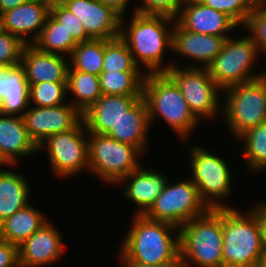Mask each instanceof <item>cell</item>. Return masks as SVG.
I'll return each mask as SVG.
<instances>
[{"instance_id":"obj_1","label":"cell","mask_w":266,"mask_h":267,"mask_svg":"<svg viewBox=\"0 0 266 267\" xmlns=\"http://www.w3.org/2000/svg\"><path fill=\"white\" fill-rule=\"evenodd\" d=\"M130 20L125 22V16L121 17L120 38L127 44L136 64L140 69L145 67L146 72L149 70V74L166 73L173 66V62L166 65L163 59L166 49L172 50L175 19L132 13ZM127 22L129 27L124 26Z\"/></svg>"},{"instance_id":"obj_2","label":"cell","mask_w":266,"mask_h":267,"mask_svg":"<svg viewBox=\"0 0 266 267\" xmlns=\"http://www.w3.org/2000/svg\"><path fill=\"white\" fill-rule=\"evenodd\" d=\"M131 222V228L121 242L119 261L157 265L176 261L180 257L177 226L137 214L132 216Z\"/></svg>"},{"instance_id":"obj_3","label":"cell","mask_w":266,"mask_h":267,"mask_svg":"<svg viewBox=\"0 0 266 267\" xmlns=\"http://www.w3.org/2000/svg\"><path fill=\"white\" fill-rule=\"evenodd\" d=\"M179 245L184 267H224L223 209H209L186 222L179 228Z\"/></svg>"},{"instance_id":"obj_4","label":"cell","mask_w":266,"mask_h":267,"mask_svg":"<svg viewBox=\"0 0 266 267\" xmlns=\"http://www.w3.org/2000/svg\"><path fill=\"white\" fill-rule=\"evenodd\" d=\"M150 125L159 116L181 138L187 140L200 121L191 112L176 83L166 73H146L143 93Z\"/></svg>"},{"instance_id":"obj_5","label":"cell","mask_w":266,"mask_h":267,"mask_svg":"<svg viewBox=\"0 0 266 267\" xmlns=\"http://www.w3.org/2000/svg\"><path fill=\"white\" fill-rule=\"evenodd\" d=\"M263 247L258 224V204L246 212L223 209L224 267H257Z\"/></svg>"},{"instance_id":"obj_6","label":"cell","mask_w":266,"mask_h":267,"mask_svg":"<svg viewBox=\"0 0 266 267\" xmlns=\"http://www.w3.org/2000/svg\"><path fill=\"white\" fill-rule=\"evenodd\" d=\"M189 148L190 178L202 201L209 209L233 208L224 202L233 191L232 171L227 161L205 147L192 145Z\"/></svg>"},{"instance_id":"obj_7","label":"cell","mask_w":266,"mask_h":267,"mask_svg":"<svg viewBox=\"0 0 266 267\" xmlns=\"http://www.w3.org/2000/svg\"><path fill=\"white\" fill-rule=\"evenodd\" d=\"M223 92L222 114L234 137L266 122V84L261 77L233 85Z\"/></svg>"},{"instance_id":"obj_8","label":"cell","mask_w":266,"mask_h":267,"mask_svg":"<svg viewBox=\"0 0 266 267\" xmlns=\"http://www.w3.org/2000/svg\"><path fill=\"white\" fill-rule=\"evenodd\" d=\"M144 154L134 146L107 135L88 133L89 171L105 183L116 184L140 167Z\"/></svg>"},{"instance_id":"obj_9","label":"cell","mask_w":266,"mask_h":267,"mask_svg":"<svg viewBox=\"0 0 266 267\" xmlns=\"http://www.w3.org/2000/svg\"><path fill=\"white\" fill-rule=\"evenodd\" d=\"M259 50L248 35L243 38L228 37L220 53L207 66L212 79L222 89L260 78L265 71L255 73Z\"/></svg>"},{"instance_id":"obj_10","label":"cell","mask_w":266,"mask_h":267,"mask_svg":"<svg viewBox=\"0 0 266 267\" xmlns=\"http://www.w3.org/2000/svg\"><path fill=\"white\" fill-rule=\"evenodd\" d=\"M166 74L176 83L193 115L199 120L216 117L222 111L220 93L223 90L209 75L206 67L192 63L179 66L173 63Z\"/></svg>"},{"instance_id":"obj_11","label":"cell","mask_w":266,"mask_h":267,"mask_svg":"<svg viewBox=\"0 0 266 267\" xmlns=\"http://www.w3.org/2000/svg\"><path fill=\"white\" fill-rule=\"evenodd\" d=\"M169 181L168 179L160 195L144 214L147 218L167 222L180 228L194 217L203 215L209 210L190 178L174 184Z\"/></svg>"},{"instance_id":"obj_12","label":"cell","mask_w":266,"mask_h":267,"mask_svg":"<svg viewBox=\"0 0 266 267\" xmlns=\"http://www.w3.org/2000/svg\"><path fill=\"white\" fill-rule=\"evenodd\" d=\"M86 135L88 132L81 120L73 129L56 133L38 146L39 151L47 148L46 152H48L54 174L68 178L78 175L83 170H89L88 137Z\"/></svg>"},{"instance_id":"obj_13","label":"cell","mask_w":266,"mask_h":267,"mask_svg":"<svg viewBox=\"0 0 266 267\" xmlns=\"http://www.w3.org/2000/svg\"><path fill=\"white\" fill-rule=\"evenodd\" d=\"M32 106L30 104L23 118L37 146L56 133L73 129L82 120V114L69 102L54 107Z\"/></svg>"},{"instance_id":"obj_14","label":"cell","mask_w":266,"mask_h":267,"mask_svg":"<svg viewBox=\"0 0 266 267\" xmlns=\"http://www.w3.org/2000/svg\"><path fill=\"white\" fill-rule=\"evenodd\" d=\"M92 39L111 40L120 37L121 16L99 0H64Z\"/></svg>"},{"instance_id":"obj_15","label":"cell","mask_w":266,"mask_h":267,"mask_svg":"<svg viewBox=\"0 0 266 267\" xmlns=\"http://www.w3.org/2000/svg\"><path fill=\"white\" fill-rule=\"evenodd\" d=\"M175 22L183 29L218 37H231L239 25L227 14L203 4L200 0L184 1Z\"/></svg>"},{"instance_id":"obj_16","label":"cell","mask_w":266,"mask_h":267,"mask_svg":"<svg viewBox=\"0 0 266 267\" xmlns=\"http://www.w3.org/2000/svg\"><path fill=\"white\" fill-rule=\"evenodd\" d=\"M51 222H46L18 246L20 267H44L63 256L62 235Z\"/></svg>"},{"instance_id":"obj_17","label":"cell","mask_w":266,"mask_h":267,"mask_svg":"<svg viewBox=\"0 0 266 267\" xmlns=\"http://www.w3.org/2000/svg\"><path fill=\"white\" fill-rule=\"evenodd\" d=\"M49 14V4L42 0H30L3 12L0 28L18 36L25 44H32L39 37ZM28 34L32 38L27 39Z\"/></svg>"},{"instance_id":"obj_18","label":"cell","mask_w":266,"mask_h":267,"mask_svg":"<svg viewBox=\"0 0 266 267\" xmlns=\"http://www.w3.org/2000/svg\"><path fill=\"white\" fill-rule=\"evenodd\" d=\"M39 151L31 139L21 116L0 113V165L15 166L20 157L31 156Z\"/></svg>"},{"instance_id":"obj_19","label":"cell","mask_w":266,"mask_h":267,"mask_svg":"<svg viewBox=\"0 0 266 267\" xmlns=\"http://www.w3.org/2000/svg\"><path fill=\"white\" fill-rule=\"evenodd\" d=\"M142 95H102L84 113L88 133L107 135Z\"/></svg>"},{"instance_id":"obj_20","label":"cell","mask_w":266,"mask_h":267,"mask_svg":"<svg viewBox=\"0 0 266 267\" xmlns=\"http://www.w3.org/2000/svg\"><path fill=\"white\" fill-rule=\"evenodd\" d=\"M21 65L29 84L67 82L69 61L64 55L45 53L32 44H26L21 55Z\"/></svg>"},{"instance_id":"obj_21","label":"cell","mask_w":266,"mask_h":267,"mask_svg":"<svg viewBox=\"0 0 266 267\" xmlns=\"http://www.w3.org/2000/svg\"><path fill=\"white\" fill-rule=\"evenodd\" d=\"M228 37L195 33L181 28L176 22L173 28L172 50L179 56L196 60L197 67H206L220 53Z\"/></svg>"},{"instance_id":"obj_22","label":"cell","mask_w":266,"mask_h":267,"mask_svg":"<svg viewBox=\"0 0 266 267\" xmlns=\"http://www.w3.org/2000/svg\"><path fill=\"white\" fill-rule=\"evenodd\" d=\"M169 178L161 172L140 166L120 182H124V194L137 206L135 214L144 215L153 205ZM126 181V183H125Z\"/></svg>"},{"instance_id":"obj_23","label":"cell","mask_w":266,"mask_h":267,"mask_svg":"<svg viewBox=\"0 0 266 267\" xmlns=\"http://www.w3.org/2000/svg\"><path fill=\"white\" fill-rule=\"evenodd\" d=\"M29 89L21 64L0 67V113L23 117L30 106Z\"/></svg>"},{"instance_id":"obj_24","label":"cell","mask_w":266,"mask_h":267,"mask_svg":"<svg viewBox=\"0 0 266 267\" xmlns=\"http://www.w3.org/2000/svg\"><path fill=\"white\" fill-rule=\"evenodd\" d=\"M151 127L146 102L141 97L124 114L114 128L107 134L119 142L137 147L145 156L148 132Z\"/></svg>"},{"instance_id":"obj_25","label":"cell","mask_w":266,"mask_h":267,"mask_svg":"<svg viewBox=\"0 0 266 267\" xmlns=\"http://www.w3.org/2000/svg\"><path fill=\"white\" fill-rule=\"evenodd\" d=\"M46 222L44 213L29 203L0 223V237L18 247Z\"/></svg>"},{"instance_id":"obj_26","label":"cell","mask_w":266,"mask_h":267,"mask_svg":"<svg viewBox=\"0 0 266 267\" xmlns=\"http://www.w3.org/2000/svg\"><path fill=\"white\" fill-rule=\"evenodd\" d=\"M23 174L0 169V223L29 204V183Z\"/></svg>"},{"instance_id":"obj_27","label":"cell","mask_w":266,"mask_h":267,"mask_svg":"<svg viewBox=\"0 0 266 267\" xmlns=\"http://www.w3.org/2000/svg\"><path fill=\"white\" fill-rule=\"evenodd\" d=\"M68 96H73L69 103L81 114L93 105L101 96L99 76L74 70L69 66L67 77Z\"/></svg>"},{"instance_id":"obj_28","label":"cell","mask_w":266,"mask_h":267,"mask_svg":"<svg viewBox=\"0 0 266 267\" xmlns=\"http://www.w3.org/2000/svg\"><path fill=\"white\" fill-rule=\"evenodd\" d=\"M77 43L63 25L49 14L39 37L32 45L45 53H55L69 57Z\"/></svg>"},{"instance_id":"obj_29","label":"cell","mask_w":266,"mask_h":267,"mask_svg":"<svg viewBox=\"0 0 266 267\" xmlns=\"http://www.w3.org/2000/svg\"><path fill=\"white\" fill-rule=\"evenodd\" d=\"M105 39L79 42L68 57L69 66L78 71L100 76L103 67Z\"/></svg>"},{"instance_id":"obj_30","label":"cell","mask_w":266,"mask_h":267,"mask_svg":"<svg viewBox=\"0 0 266 267\" xmlns=\"http://www.w3.org/2000/svg\"><path fill=\"white\" fill-rule=\"evenodd\" d=\"M146 72H102L99 76L102 95H142Z\"/></svg>"},{"instance_id":"obj_31","label":"cell","mask_w":266,"mask_h":267,"mask_svg":"<svg viewBox=\"0 0 266 267\" xmlns=\"http://www.w3.org/2000/svg\"><path fill=\"white\" fill-rule=\"evenodd\" d=\"M244 143L243 156L251 171L266 170V122L250 128L238 138Z\"/></svg>"},{"instance_id":"obj_32","label":"cell","mask_w":266,"mask_h":267,"mask_svg":"<svg viewBox=\"0 0 266 267\" xmlns=\"http://www.w3.org/2000/svg\"><path fill=\"white\" fill-rule=\"evenodd\" d=\"M127 44L120 38L105 39L102 72L141 71Z\"/></svg>"},{"instance_id":"obj_33","label":"cell","mask_w":266,"mask_h":267,"mask_svg":"<svg viewBox=\"0 0 266 267\" xmlns=\"http://www.w3.org/2000/svg\"><path fill=\"white\" fill-rule=\"evenodd\" d=\"M29 85V102L33 101L36 107H54L67 103L64 100L68 96L67 82H42Z\"/></svg>"},{"instance_id":"obj_34","label":"cell","mask_w":266,"mask_h":267,"mask_svg":"<svg viewBox=\"0 0 266 267\" xmlns=\"http://www.w3.org/2000/svg\"><path fill=\"white\" fill-rule=\"evenodd\" d=\"M206 6L223 12L231 17L238 25H245L252 12L253 4L250 0H200Z\"/></svg>"},{"instance_id":"obj_35","label":"cell","mask_w":266,"mask_h":267,"mask_svg":"<svg viewBox=\"0 0 266 267\" xmlns=\"http://www.w3.org/2000/svg\"><path fill=\"white\" fill-rule=\"evenodd\" d=\"M243 27L248 29L249 36L256 44L260 55L266 54V4L253 6Z\"/></svg>"},{"instance_id":"obj_36","label":"cell","mask_w":266,"mask_h":267,"mask_svg":"<svg viewBox=\"0 0 266 267\" xmlns=\"http://www.w3.org/2000/svg\"><path fill=\"white\" fill-rule=\"evenodd\" d=\"M50 15L59 23L63 25L68 33L79 43L90 40L91 38L86 34L84 26L80 19L75 16L62 3L53 4L50 6Z\"/></svg>"},{"instance_id":"obj_37","label":"cell","mask_w":266,"mask_h":267,"mask_svg":"<svg viewBox=\"0 0 266 267\" xmlns=\"http://www.w3.org/2000/svg\"><path fill=\"white\" fill-rule=\"evenodd\" d=\"M25 45L18 36L0 28V67L21 64V55Z\"/></svg>"},{"instance_id":"obj_38","label":"cell","mask_w":266,"mask_h":267,"mask_svg":"<svg viewBox=\"0 0 266 267\" xmlns=\"http://www.w3.org/2000/svg\"><path fill=\"white\" fill-rule=\"evenodd\" d=\"M183 0H142L140 7H136L133 13L146 15H164L176 18Z\"/></svg>"},{"instance_id":"obj_39","label":"cell","mask_w":266,"mask_h":267,"mask_svg":"<svg viewBox=\"0 0 266 267\" xmlns=\"http://www.w3.org/2000/svg\"><path fill=\"white\" fill-rule=\"evenodd\" d=\"M0 267H20L18 247L0 237Z\"/></svg>"},{"instance_id":"obj_40","label":"cell","mask_w":266,"mask_h":267,"mask_svg":"<svg viewBox=\"0 0 266 267\" xmlns=\"http://www.w3.org/2000/svg\"><path fill=\"white\" fill-rule=\"evenodd\" d=\"M265 202L258 203V224L260 229L262 247L264 250H266V203Z\"/></svg>"},{"instance_id":"obj_41","label":"cell","mask_w":266,"mask_h":267,"mask_svg":"<svg viewBox=\"0 0 266 267\" xmlns=\"http://www.w3.org/2000/svg\"><path fill=\"white\" fill-rule=\"evenodd\" d=\"M99 1L112 8L121 17H124L125 14H127L126 12L129 0H99Z\"/></svg>"},{"instance_id":"obj_42","label":"cell","mask_w":266,"mask_h":267,"mask_svg":"<svg viewBox=\"0 0 266 267\" xmlns=\"http://www.w3.org/2000/svg\"><path fill=\"white\" fill-rule=\"evenodd\" d=\"M122 266L124 267H184L182 259L179 257L176 261H170L167 263L157 264V265H145V264H139V263H122Z\"/></svg>"},{"instance_id":"obj_43","label":"cell","mask_w":266,"mask_h":267,"mask_svg":"<svg viewBox=\"0 0 266 267\" xmlns=\"http://www.w3.org/2000/svg\"><path fill=\"white\" fill-rule=\"evenodd\" d=\"M28 1L30 0H0V15L5 11L13 9Z\"/></svg>"},{"instance_id":"obj_44","label":"cell","mask_w":266,"mask_h":267,"mask_svg":"<svg viewBox=\"0 0 266 267\" xmlns=\"http://www.w3.org/2000/svg\"><path fill=\"white\" fill-rule=\"evenodd\" d=\"M257 267H266V250H263L262 255L259 257Z\"/></svg>"},{"instance_id":"obj_45","label":"cell","mask_w":266,"mask_h":267,"mask_svg":"<svg viewBox=\"0 0 266 267\" xmlns=\"http://www.w3.org/2000/svg\"><path fill=\"white\" fill-rule=\"evenodd\" d=\"M43 2L49 4L50 6L53 4H59L62 3L64 0H42Z\"/></svg>"},{"instance_id":"obj_46","label":"cell","mask_w":266,"mask_h":267,"mask_svg":"<svg viewBox=\"0 0 266 267\" xmlns=\"http://www.w3.org/2000/svg\"><path fill=\"white\" fill-rule=\"evenodd\" d=\"M250 1L254 6L260 4H266V0H250Z\"/></svg>"},{"instance_id":"obj_47","label":"cell","mask_w":266,"mask_h":267,"mask_svg":"<svg viewBox=\"0 0 266 267\" xmlns=\"http://www.w3.org/2000/svg\"><path fill=\"white\" fill-rule=\"evenodd\" d=\"M261 78L264 80L265 84H266V72L263 73V75L261 76Z\"/></svg>"}]
</instances>
